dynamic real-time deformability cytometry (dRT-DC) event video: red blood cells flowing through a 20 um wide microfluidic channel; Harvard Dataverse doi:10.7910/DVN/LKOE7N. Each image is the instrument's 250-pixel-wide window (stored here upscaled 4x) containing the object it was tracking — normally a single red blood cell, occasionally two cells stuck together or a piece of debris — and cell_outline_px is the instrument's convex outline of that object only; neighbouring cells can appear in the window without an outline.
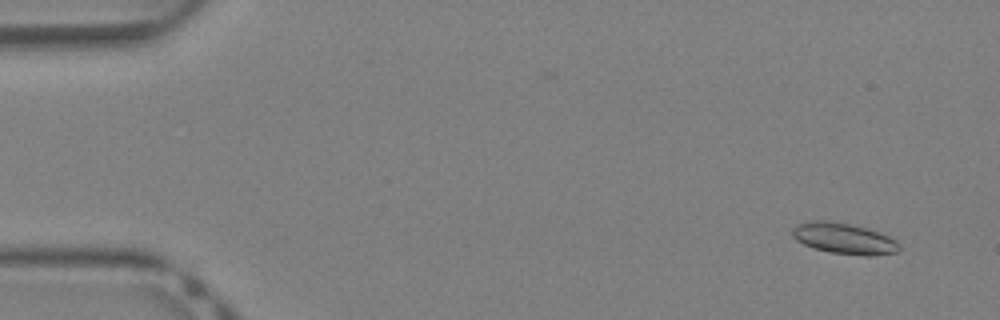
{"species": "Egyptian fruit bat (a non-hibernating species)", "species_latin": "Rousettus aegyptiacus", "temperature_condition": "warm", "stored_images_in_passage": 41, "camera_frame_rate_fps": 3000, "um_per_image_px": 0.085, "animal": {"sex": "female"}, "frame": {"image": 1, "passage_image": 3, "time_ms": 0.667, "image_size_px": [1000, 320], "cell_outline_px": [[900, 248], [896, 252], [872, 256], [864, 256], [832, 252], [816, 248], [804, 244], [796, 240], [792, 236], [792, 228], [796, 224], [812, 220], [828, 220], [868, 228], [880, 232], [896, 240], [900, 244]], "centroid_in_image_um": [71.75, 20.26], "position_along_channel_um": 13.3, "area_um2": 19.31}}
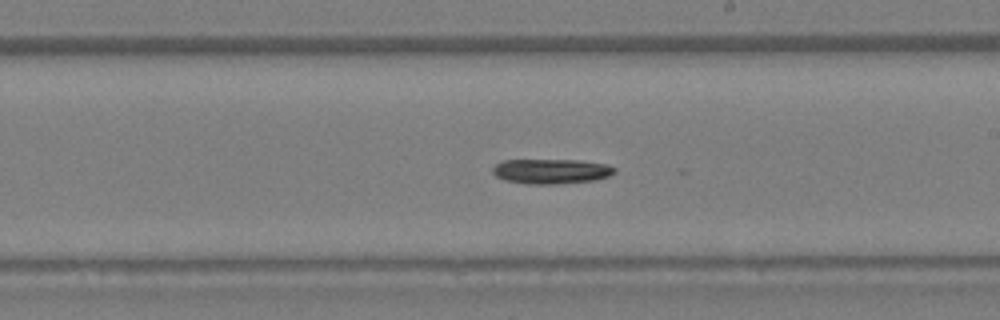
{"frame": {"image": 2, "passage_image": 24, "time_ms": 7.667, "image_size_px": [1000, 320], "cell_outline_px": [[616, 172], [608, 176], [596, 180], [552, 184], [528, 184], [504, 180], [496, 176], [492, 172], [492, 168], [496, 164], [504, 160], [580, 160], [608, 164], [616, 168]], "centroid_in_image_um": [46.86, 14.55], "position_along_channel_um": 242.1, "area_um2": 17.74}}
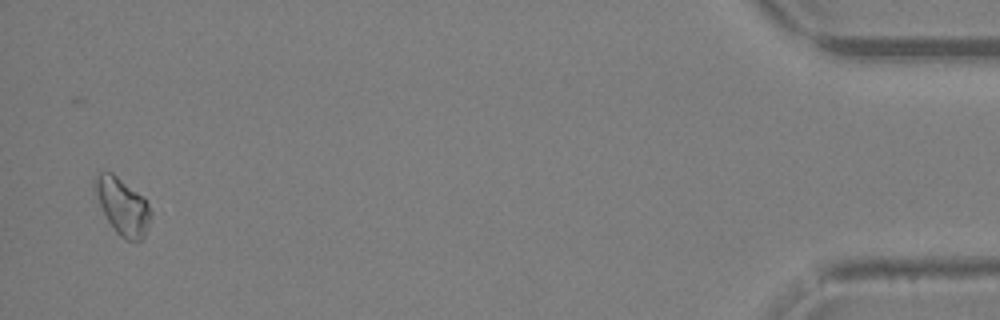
{"frame": {"image": 3, "passage_image": 40, "time_ms": 13.0, "image_size_px": [1000, 320], "cell_outline_px": [[152, 216], [144, 236], [140, 240], [128, 240], [120, 236], [112, 228], [92, 188], [92, 180], [100, 172], [112, 172], [144, 196], [152, 212]], "centroid_in_image_um": [10.41, 17.5], "position_along_channel_um": 424.8, "area_um2": 18.55}}